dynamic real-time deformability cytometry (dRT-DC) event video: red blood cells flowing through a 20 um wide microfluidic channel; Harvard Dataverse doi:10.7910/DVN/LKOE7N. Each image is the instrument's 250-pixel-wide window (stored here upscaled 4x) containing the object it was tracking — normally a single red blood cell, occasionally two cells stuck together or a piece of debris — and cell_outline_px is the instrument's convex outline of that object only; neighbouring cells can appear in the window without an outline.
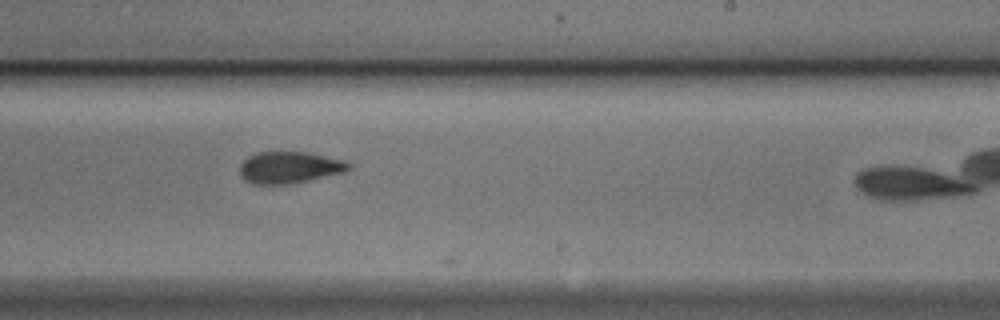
{"species": "Egyptian fruit bat (a non-hibernating species)", "species_latin": "Rousettus aegyptiacus", "temperature_condition": "cold", "stored_images_in_passage": 22, "camera_frame_rate_fps": 3000, "um_per_image_px": 0.085, "animal": {"sex": "male"}, "frame": {"image": 1, "passage_image": 21, "time_ms": 6.667, "image_size_px": [1000, 320], "cell_outline_px": [[352, 168], [344, 172], [308, 180], [288, 184], [252, 184], [244, 180], [240, 176], [240, 164], [248, 156], [256, 152], [308, 152], [340, 160], [352, 164]], "centroid_in_image_um": [24.56, 14.23], "position_along_channel_um": 264.4, "area_um2": 20.06}}